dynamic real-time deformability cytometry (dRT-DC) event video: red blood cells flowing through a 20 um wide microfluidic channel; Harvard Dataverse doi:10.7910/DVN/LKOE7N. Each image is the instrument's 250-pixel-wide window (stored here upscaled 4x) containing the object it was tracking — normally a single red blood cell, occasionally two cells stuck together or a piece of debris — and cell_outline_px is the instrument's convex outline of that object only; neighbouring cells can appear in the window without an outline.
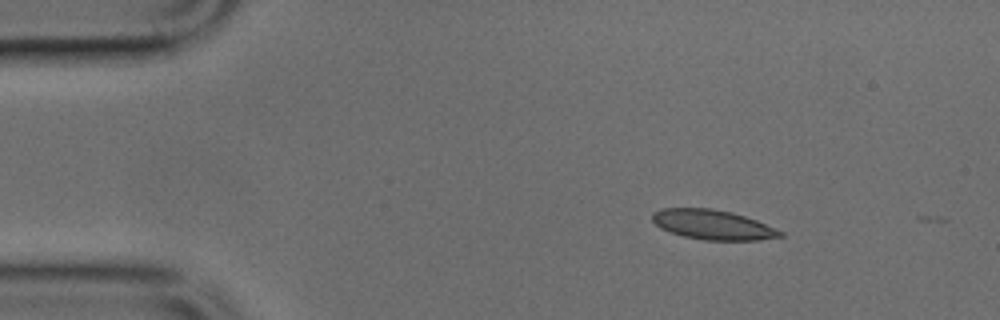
{"species": "common noctule bat (a hibernating species)", "species_latin": "Nyctalus noctula", "temperature_condition": "cold", "stored_images_in_passage": 2, "camera_frame_rate_fps": 3000, "um_per_image_px": 0.085, "animal": {"sex": "male", "body_mass_g": 17.9, "forearm_length_mm": 54.2}, "frame": {"image": 1, "passage_image": 1, "time_ms": 0.0, "image_size_px": [1000, 320], "cell_outline_px": [[784, 236], [760, 240], [704, 240], [684, 236], [660, 228], [652, 220], [652, 212], [660, 208], [712, 208], [732, 212], [756, 220], [784, 232]], "centroid_in_image_um": [60.58, 19.09], "position_along_channel_um": 24.4, "area_um2": 22.14}}